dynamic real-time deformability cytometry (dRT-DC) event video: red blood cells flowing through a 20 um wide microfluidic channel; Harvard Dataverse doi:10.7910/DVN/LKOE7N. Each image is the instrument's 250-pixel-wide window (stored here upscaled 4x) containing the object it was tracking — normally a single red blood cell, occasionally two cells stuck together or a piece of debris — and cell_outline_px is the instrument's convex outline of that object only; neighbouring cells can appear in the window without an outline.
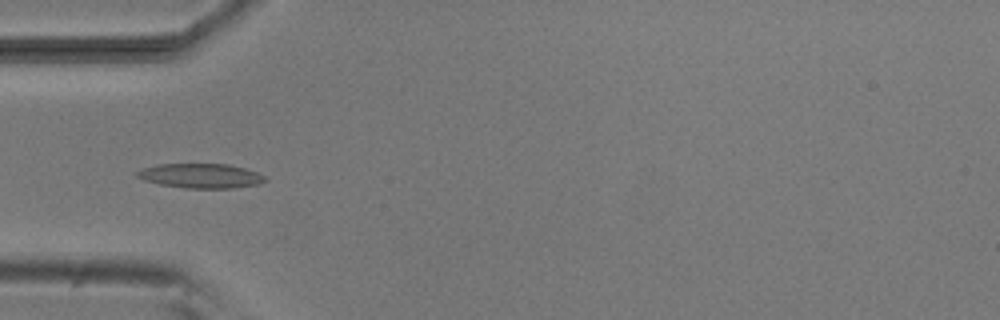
{"species": "common noctule bat (a hibernating species)", "species_latin": "Nyctalus noctula", "temperature_condition": "room temperature", "stored_images_in_passage": 41, "segment_of_instrument_passage": [1, 2], "camera_frame_rate_fps": 3000, "um_per_image_px": 0.085, "animal": {"sex": "male", "body_mass_g": 20.5, "forearm_length_mm": 52.5}, "frame": {"image": 1, "passage_image": 10, "time_ms": 3.0, "image_size_px": [1000, 320], "cell_outline_px": [[268, 180], [260, 184], [232, 188], [184, 188], [160, 184], [144, 180], [136, 176], [136, 172], [144, 168], [156, 164], [228, 164], [244, 168], [256, 172], [264, 176]], "centroid_in_image_um": [17.07, 14.94], "position_along_channel_um": 67.9, "area_um2": 18.26}}
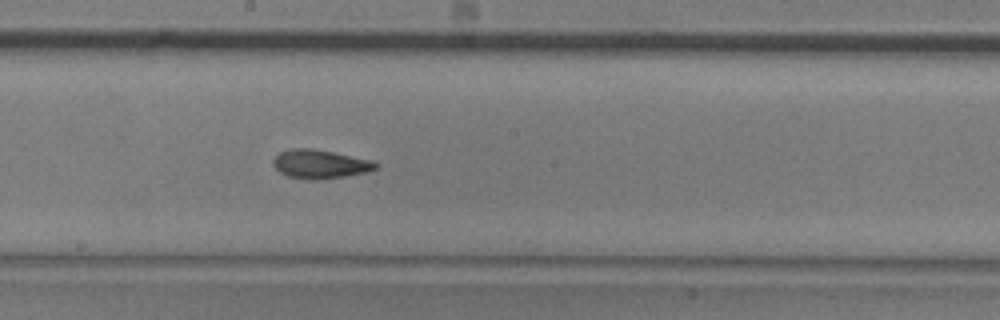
{"frame": {"image": 2, "passage_image": 22, "time_ms": 7.0, "image_size_px": [1000, 320], "cell_outline_px": [[380, 164], [376, 168], [368, 172], [344, 176], [316, 180], [308, 180], [288, 176], [280, 172], [272, 164], [272, 160], [280, 152], [292, 148], [312, 148], [372, 160]], "centroid_in_image_um": [27.2, 13.95], "position_along_channel_um": 221.0, "area_um2": 17.17}}
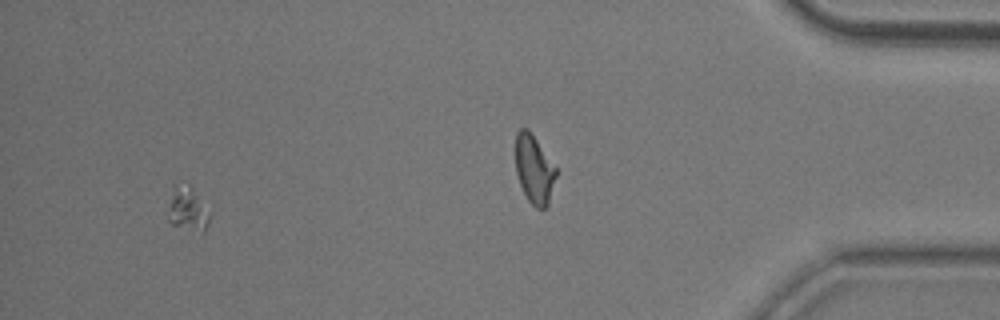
{"frame": {"image": 3, "passage_image": 37, "time_ms": 12.0, "image_size_px": [1000, 320], "cell_outline_px": [[212, 212], [208, 224], [204, 232], [172, 224], [168, 220], [172, 184], [188, 184], [192, 188]], "centroid_in_image_um": [15.99, 17.73], "position_along_channel_um": 419.2, "area_um2": 10.64}}